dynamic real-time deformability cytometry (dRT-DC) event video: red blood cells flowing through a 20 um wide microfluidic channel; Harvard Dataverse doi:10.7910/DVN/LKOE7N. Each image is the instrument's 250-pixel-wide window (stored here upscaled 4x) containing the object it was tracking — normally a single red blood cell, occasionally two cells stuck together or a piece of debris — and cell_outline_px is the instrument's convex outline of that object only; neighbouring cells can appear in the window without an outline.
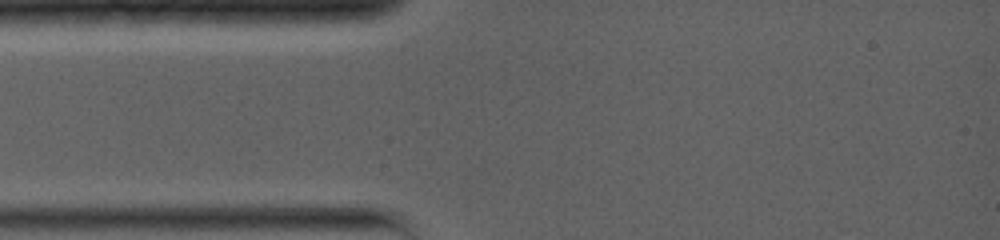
{"species": "common noctule bat (a hibernating species)", "species_latin": "Nyctalus noctula", "temperature_condition": "warm", "stored_images_in_passage": 1, "camera_frame_rate_fps": 5000, "um_per_image_px": 0.085, "animal": {"sex": "female", "body_mass_g": 19.0, "forearm_length_mm": 56.7}, "frame": {"image": 1, "passage_image": 1, "time_ms": 0.0, "image_size_px": [1000, 240], "cell_outline_px": [[608, 172], [604, 184], [592, 196], [540, 196], [532, 192], [540, 176], [556, 164]], "centroid_in_image_um": [48.42, 15.45], "position_along_channel_um": 36.6, "area_um2": 13.06}}